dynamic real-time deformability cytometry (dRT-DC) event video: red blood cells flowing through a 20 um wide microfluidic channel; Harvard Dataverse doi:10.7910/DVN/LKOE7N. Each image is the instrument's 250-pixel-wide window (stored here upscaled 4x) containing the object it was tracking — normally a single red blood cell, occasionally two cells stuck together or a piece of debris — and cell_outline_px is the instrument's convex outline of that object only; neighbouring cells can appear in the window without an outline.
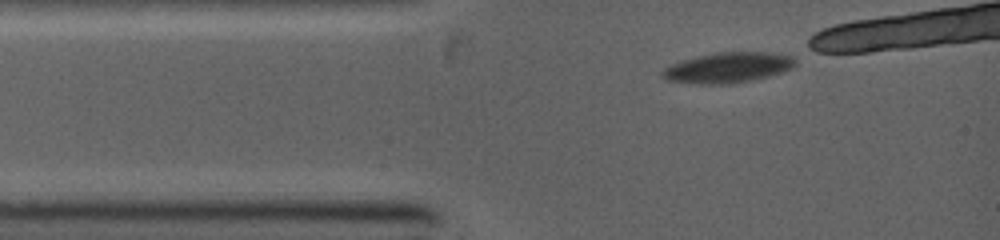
{"species": "common noctule bat (a hibernating species)", "species_latin": "Nyctalus noctula", "temperature_condition": "warm", "stored_images_in_passage": 12, "camera_frame_rate_fps": 5000, "um_per_image_px": 0.085, "animal": {"sex": "female", "body_mass_g": 19.0, "forearm_length_mm": 53.3}, "frame": {"image": 1, "passage_image": 1, "time_ms": 0.0, "image_size_px": [1000, 240], "cell_outline_px": [[796, 64], [792, 68], [768, 76], [752, 80], [732, 84], [696, 84], [664, 80], [660, 76], [660, 72], [664, 68], [680, 60], [696, 56], [716, 52], [768, 52], [792, 56], [796, 60]], "centroid_in_image_um": [61.81, 5.75], "position_along_channel_um": 23.2, "area_um2": 23.81}}
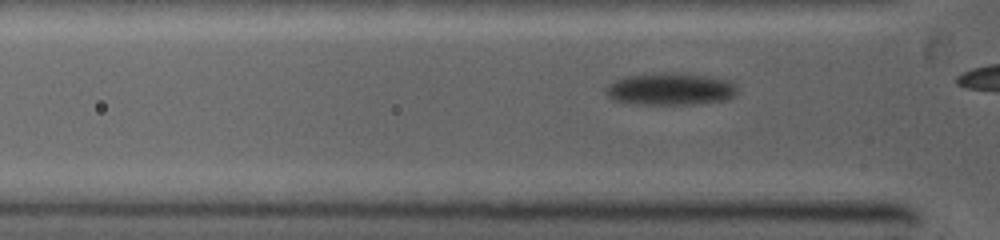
{"frame": {"image": 2, "passage_image": 10, "time_ms": 1.6, "image_size_px": [1000, 240], "cell_outline_px": [[736, 96], [728, 100], [692, 104], [636, 104], [612, 100], [604, 92], [604, 88], [608, 84], [624, 76], [656, 72], [676, 72], [704, 76], [728, 80], [736, 84]], "centroid_in_image_um": [56.95, 7.56], "position_along_channel_um": 68.9, "area_um2": 25.03}}